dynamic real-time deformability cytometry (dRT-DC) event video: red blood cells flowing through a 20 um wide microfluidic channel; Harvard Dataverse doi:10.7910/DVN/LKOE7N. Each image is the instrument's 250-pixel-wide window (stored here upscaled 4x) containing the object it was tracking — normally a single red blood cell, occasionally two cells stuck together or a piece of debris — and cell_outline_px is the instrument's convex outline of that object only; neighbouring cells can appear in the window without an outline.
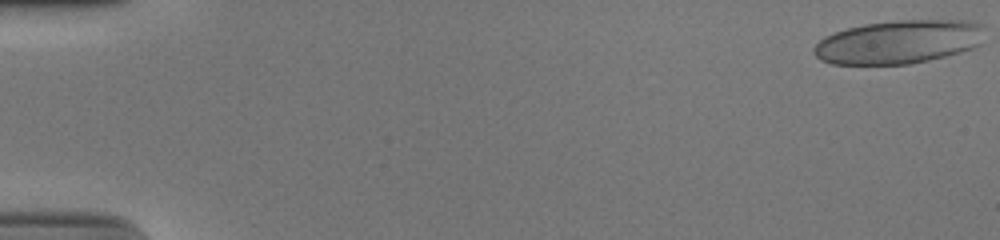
{"species": "human", "species_latin": "Homo sapiens", "temperature_condition": "cold", "stored_images_in_passage": 10, "camera_frame_rate_fps": 3000, "um_per_image_px": 0.085, "donor": {"sex": "male"}, "frame": {"image": 1, "passage_image": 1, "time_ms": 0.0, "image_size_px": [1000, 240], "cell_outline_px": [[976, 24], [968, 48], [956, 52], [908, 64], [832, 64], [816, 56], [816, 44], [820, 40], [836, 32], [848, 28], [864, 24], [900, 20], [968, 20]], "centroid_in_image_um": [76.14, 3.56], "position_along_channel_um": 8.9, "area_um2": 40.81}}